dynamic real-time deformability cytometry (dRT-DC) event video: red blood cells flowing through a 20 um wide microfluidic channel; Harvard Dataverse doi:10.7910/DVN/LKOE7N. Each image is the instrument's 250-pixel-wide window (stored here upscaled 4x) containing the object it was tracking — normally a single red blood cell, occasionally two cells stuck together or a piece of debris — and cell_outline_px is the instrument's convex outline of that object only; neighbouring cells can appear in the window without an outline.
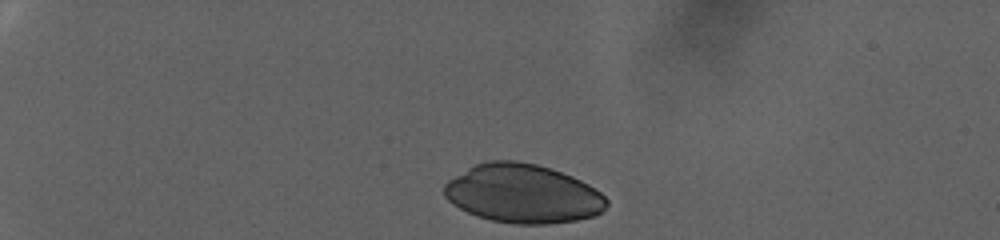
{"species": "human", "species_latin": "Homo sapiens", "temperature_condition": "warm", "stored_images_in_passage": 21, "segment_of_instrument_passage": [1, 2], "camera_frame_rate_fps": 3000, "um_per_image_px": 0.085, "donor": {"sex": "female"}, "frame": {"image": 1, "passage_image": 4, "time_ms": 1.0, "image_size_px": [1000, 240], "cell_outline_px": [[608, 204], [596, 216], [576, 220], [548, 224], [512, 224], [492, 220], [476, 216], [452, 204], [444, 196], [444, 184], [448, 180], [468, 168], [476, 164], [488, 160], [516, 160], [536, 164], [572, 176], [588, 184], [600, 192], [608, 200]], "centroid_in_image_um": [44.43, 16.47], "position_along_channel_um": 40.6, "area_um2": 55.66}}
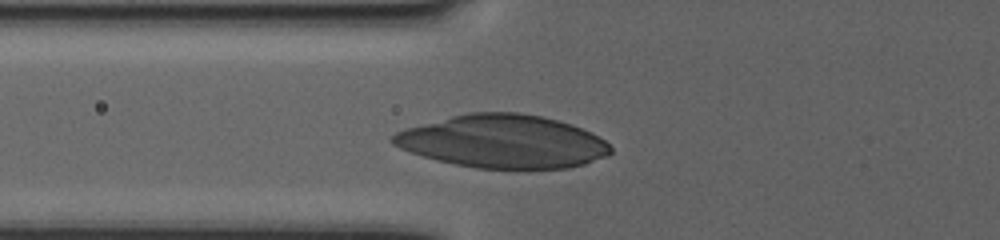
{"frame": {"image": 2, "passage_image": 18, "time_ms": 5.667, "image_size_px": [1000, 240], "cell_outline_px": [[612, 152], [608, 156], [584, 164], [568, 168], [476, 168], [436, 160], [400, 148], [392, 144], [388, 140], [388, 136], [404, 128], [468, 112], [516, 112], [540, 116], [572, 124], [592, 132], [604, 140], [612, 148]], "centroid_in_image_um": [42.73, 12.02], "position_along_channel_um": 83.1, "area_um2": 67.34}}